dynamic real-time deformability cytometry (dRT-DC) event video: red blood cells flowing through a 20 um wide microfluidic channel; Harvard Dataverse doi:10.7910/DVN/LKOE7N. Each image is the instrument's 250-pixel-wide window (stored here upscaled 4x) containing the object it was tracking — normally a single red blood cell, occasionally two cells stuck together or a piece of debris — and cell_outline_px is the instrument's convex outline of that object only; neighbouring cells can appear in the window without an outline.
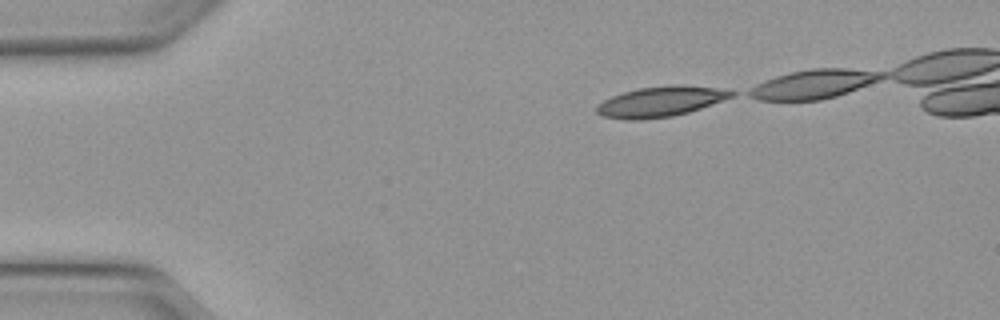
{"species": "Egyptian fruit bat (a non-hibernating species)", "species_latin": "Rousettus aegyptiacus", "temperature_condition": "warm", "stored_images_in_passage": 33, "camera_frame_rate_fps": 3000, "um_per_image_px": 0.085, "animal": {"sex": "female"}, "frame": {"image": 1, "passage_image": 1, "time_ms": 0.0, "image_size_px": [1000, 320], "cell_outline_px": [[736, 92], [732, 96], [700, 108], [688, 112], [672, 116], [644, 120], [624, 120], [604, 116], [596, 112], [596, 104], [612, 96], [624, 92], [640, 88], [672, 84], [676, 84], [716, 88]], "centroid_in_image_um": [56.08, 8.64], "position_along_channel_um": 28.9, "area_um2": 23.58}}
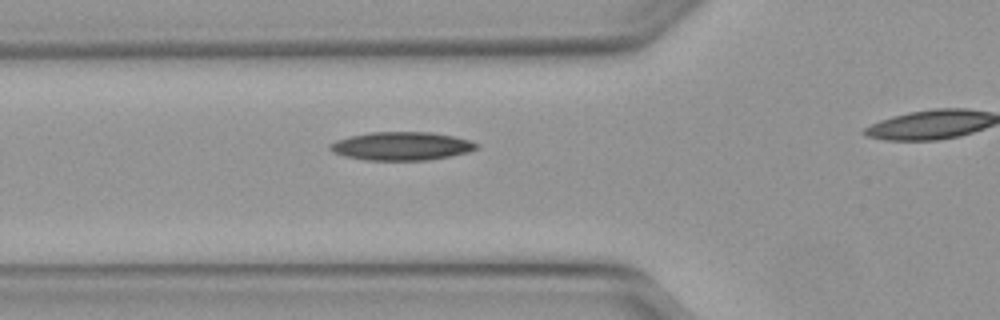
{"frame": {"image": 2, "passage_image": 10, "time_ms": 3.0, "image_size_px": [1000, 320], "cell_outline_px": [[476, 148], [468, 152], [428, 160], [364, 160], [344, 156], [332, 152], [328, 148], [328, 144], [336, 140], [348, 136], [372, 132], [432, 132], [452, 136], [468, 140], [476, 144]], "centroid_in_image_um": [34.04, 12.42], "position_along_channel_um": 91.8, "area_um2": 24.1}}